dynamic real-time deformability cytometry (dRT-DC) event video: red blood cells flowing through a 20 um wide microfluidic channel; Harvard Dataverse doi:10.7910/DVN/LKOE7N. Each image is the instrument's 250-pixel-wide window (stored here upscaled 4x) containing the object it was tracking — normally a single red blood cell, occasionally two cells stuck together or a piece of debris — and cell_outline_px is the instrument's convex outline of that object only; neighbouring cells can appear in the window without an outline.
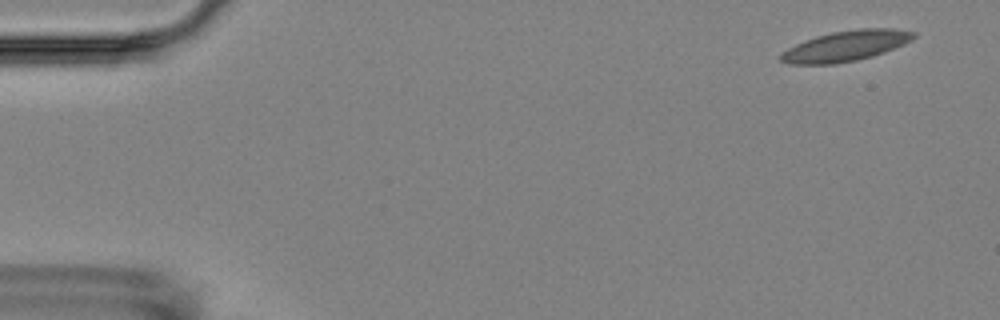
{"species": "Egyptian fruit bat (a non-hibernating species)", "species_latin": "Rousettus aegyptiacus", "temperature_condition": "room temperature", "stored_images_in_passage": 5, "camera_frame_rate_fps": 3000, "um_per_image_px": 0.085, "animal": {"sex": "female"}, "frame": {"image": 1, "passage_image": 1, "time_ms": 0.0, "image_size_px": [1000, 320], "cell_outline_px": [[916, 36], [912, 40], [904, 44], [884, 52], [872, 56], [856, 60], [836, 64], [788, 64], [780, 60], [780, 52], [796, 44], [816, 36], [832, 32], [860, 28], [892, 28], [916, 32]], "centroid_in_image_um": [71.89, 3.9], "position_along_channel_um": 13.1, "area_um2": 23.58}}
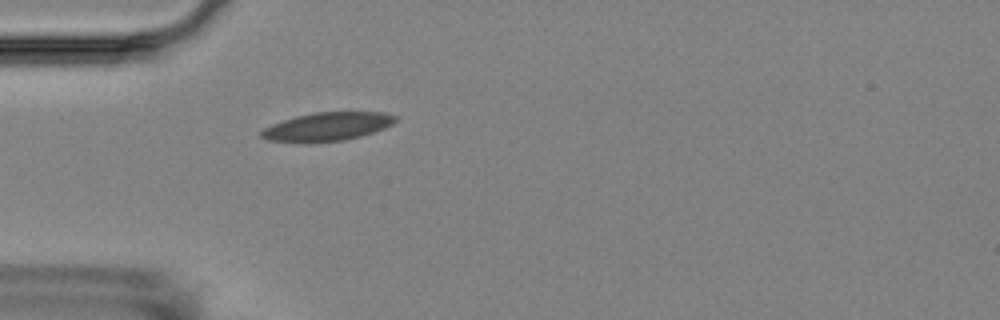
{"frame": {"image": 2, "passage_image": 5, "time_ms": 4.667, "image_size_px": [1000, 320], "cell_outline_px": [[396, 120], [392, 124], [384, 128], [360, 136], [344, 140], [268, 140], [260, 136], [260, 132], [264, 128], [272, 124], [296, 116], [312, 112], [384, 112], [396, 116]], "centroid_in_image_um": [27.87, 10.71], "position_along_channel_um": 57.1, "area_um2": 21.33}}